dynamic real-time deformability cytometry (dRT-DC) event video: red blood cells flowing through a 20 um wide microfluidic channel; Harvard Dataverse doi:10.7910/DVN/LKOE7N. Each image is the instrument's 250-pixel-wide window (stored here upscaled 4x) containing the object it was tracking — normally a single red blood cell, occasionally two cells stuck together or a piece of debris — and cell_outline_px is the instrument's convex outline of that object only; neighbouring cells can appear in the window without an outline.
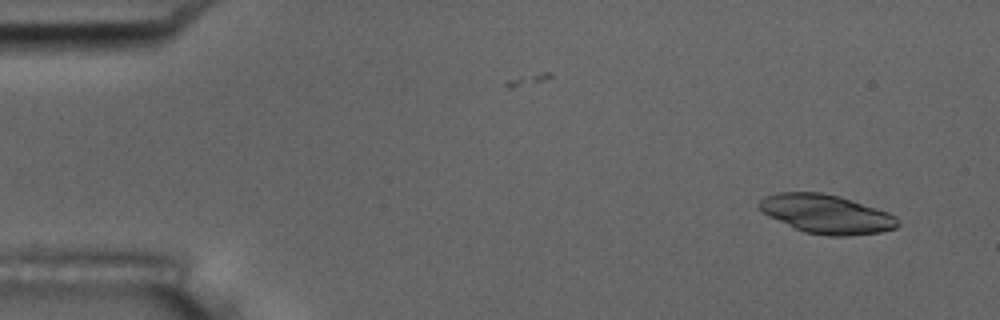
{"species": "common noctule bat (a hibernating species)", "species_latin": "Nyctalus noctula", "temperature_condition": "room temperature", "stored_images_in_passage": 53, "camera_frame_rate_fps": 3000, "um_per_image_px": 0.085, "animal": {"sex": "male", "body_mass_g": 17.5, "forearm_length_mm": 52.3}, "frame": {"image": 1, "passage_image": 3, "time_ms": 0.667, "image_size_px": [1000, 320], "cell_outline_px": [[900, 224], [896, 228], [880, 232], [848, 236], [828, 236], [804, 232], [768, 216], [756, 204], [764, 196], [776, 192], [820, 192], [840, 196], [888, 212], [896, 216]], "centroid_in_image_um": [70.24, 18.19], "position_along_channel_um": 14.8, "area_um2": 31.44}}